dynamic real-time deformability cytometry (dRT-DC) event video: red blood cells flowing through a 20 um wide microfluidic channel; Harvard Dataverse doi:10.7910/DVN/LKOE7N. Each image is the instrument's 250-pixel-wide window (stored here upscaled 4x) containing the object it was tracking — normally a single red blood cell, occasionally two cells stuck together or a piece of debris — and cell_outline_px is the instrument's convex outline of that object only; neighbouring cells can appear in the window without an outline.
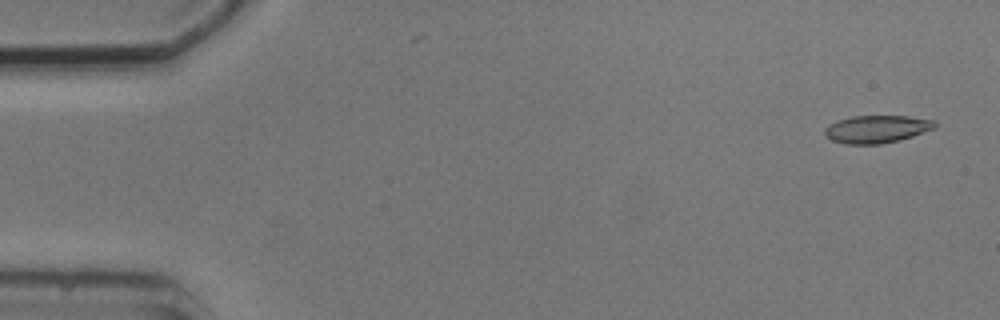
{"species": "common noctule bat (a hibernating species)", "species_latin": "Nyctalus noctula", "temperature_condition": "cold", "stored_images_in_passage": 6, "camera_frame_rate_fps": 3000, "um_per_image_px": 0.085, "animal": {"sex": "male", "body_mass_g": 20.5, "forearm_length_mm": 52.5}, "frame": {"image": 1, "passage_image": 1, "time_ms": 0.0, "image_size_px": [1000, 320], "cell_outline_px": [[936, 128], [900, 140], [880, 144], [844, 144], [832, 140], [824, 132], [824, 128], [828, 124], [836, 120], [852, 116], [908, 116], [932, 120], [936, 124]], "centroid_in_image_um": [74.5, 10.97], "position_along_channel_um": 10.5, "area_um2": 17.74}}
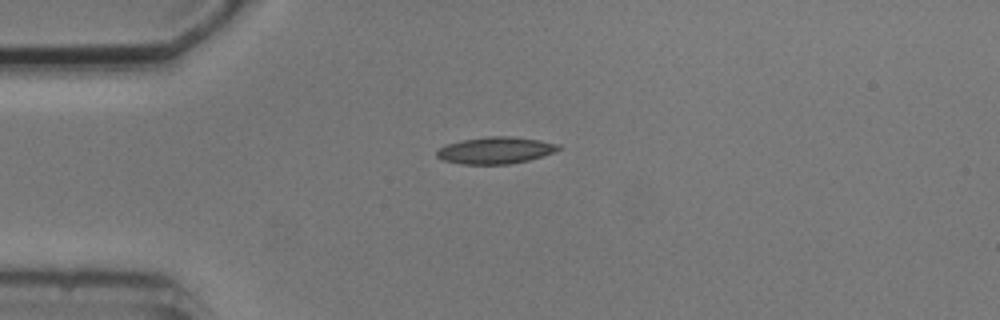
{"frame": {"image": 2, "passage_image": 4, "time_ms": 3.667, "image_size_px": [1000, 320], "cell_outline_px": [[560, 148], [552, 152], [528, 160], [508, 164], [460, 164], [444, 160], [436, 156], [436, 152], [440, 148], [448, 144], [464, 140], [488, 136], [508, 136], [540, 140], [560, 144]], "centroid_in_image_um": [42.1, 12.78], "position_along_channel_um": 42.9, "area_um2": 18.67}}